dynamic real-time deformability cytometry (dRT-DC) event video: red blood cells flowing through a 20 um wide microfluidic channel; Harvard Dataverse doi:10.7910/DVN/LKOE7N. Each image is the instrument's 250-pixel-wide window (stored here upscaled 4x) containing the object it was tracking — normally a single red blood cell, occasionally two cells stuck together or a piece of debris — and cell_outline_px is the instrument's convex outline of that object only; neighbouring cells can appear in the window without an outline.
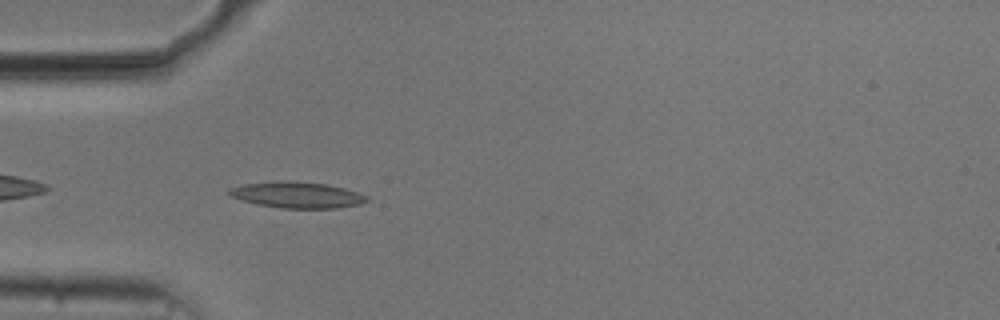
{"species": "common noctule bat (a hibernating species)", "species_latin": "Nyctalus noctula", "temperature_condition": "cold", "stored_images_in_passage": 38, "camera_frame_rate_fps": 3000, "um_per_image_px": 0.085, "animal": {"sex": "male", "body_mass_g": 20.5, "forearm_length_mm": 52.5}, "frame": {"image": 1, "passage_image": 1, "time_ms": 0.0, "image_size_px": [1000, 320], "cell_outline_px": [[368, 200], [360, 204], [336, 208], [280, 208], [260, 204], [228, 196], [224, 192], [228, 188], [244, 184], [276, 180], [292, 180], [328, 184], [344, 188], [368, 196]], "centroid_in_image_um": [25.2, 16.55], "position_along_channel_um": 59.8, "area_um2": 21.15}}
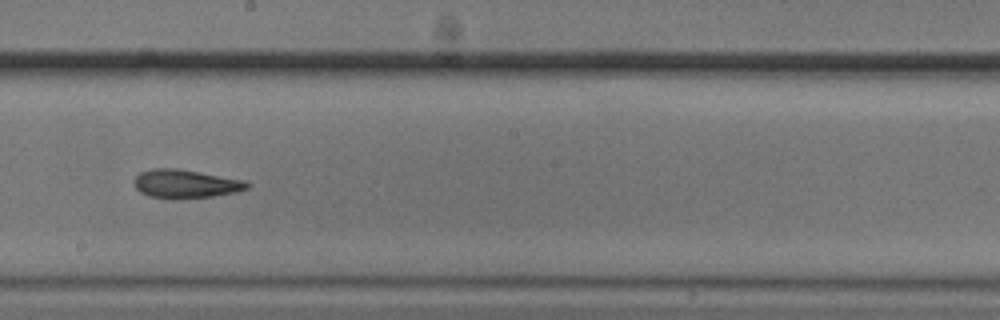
{"frame": {"image": 2, "passage_image": 15, "time_ms": 4.667, "image_size_px": [1000, 320], "cell_outline_px": [[252, 184], [248, 188], [236, 192], [212, 196], [176, 200], [168, 200], [148, 196], [140, 192], [132, 184], [132, 180], [140, 172], [152, 168], [176, 168], [200, 172], [244, 180]], "centroid_in_image_um": [15.72, 15.64], "position_along_channel_um": 232.5, "area_um2": 19.25}}
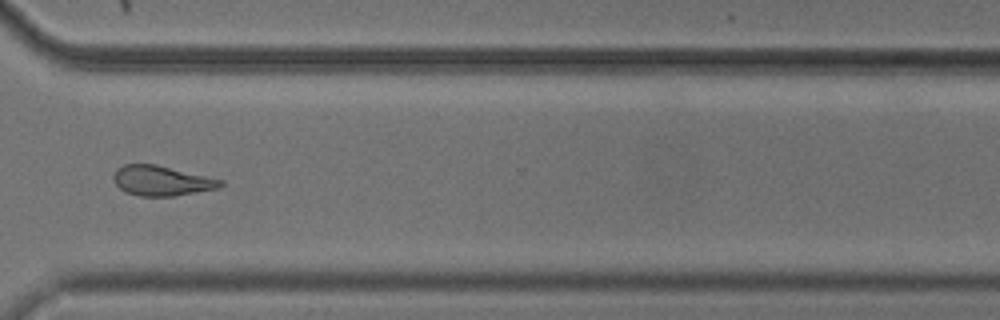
{"frame": {"image": 3, "passage_image": 25, "time_ms": 8.0, "image_size_px": [1000, 320], "cell_outline_px": [[224, 184], [216, 188], [172, 196], [140, 196], [124, 192], [116, 184], [112, 176], [116, 168], [124, 164], [156, 164], [224, 180]], "centroid_in_image_um": [13.69, 15.35], "position_along_channel_um": 356.9, "area_um2": 18.61}, "authors_computed_cell_mechanics": {"area_um2": 18.9295, "velocity_mm_per_s": 3.7372, "shape_relaxation_time_tau1_ms": 5.5192, "shape_relaxation_time_tau2_ms": 4.4705, "deformation_change_tau1": 0.1542, "deformation_change_tau2": 0.1438}}